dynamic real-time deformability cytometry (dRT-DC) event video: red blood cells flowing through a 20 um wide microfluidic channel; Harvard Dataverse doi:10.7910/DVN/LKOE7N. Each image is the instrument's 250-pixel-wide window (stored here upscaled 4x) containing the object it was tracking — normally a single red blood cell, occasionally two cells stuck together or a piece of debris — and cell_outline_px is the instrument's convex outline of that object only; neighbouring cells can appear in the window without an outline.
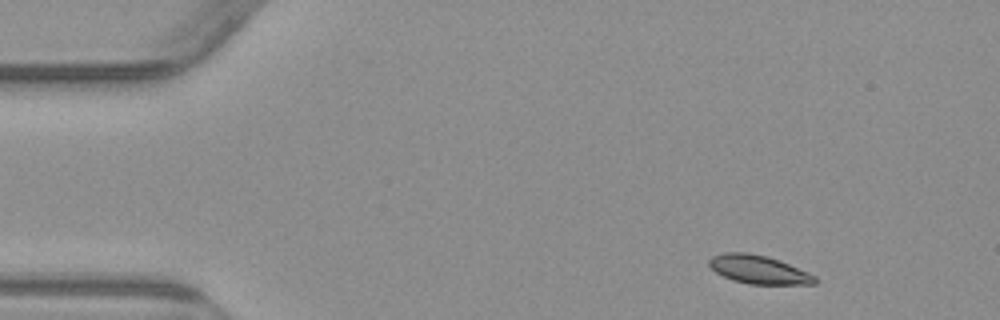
{"species": "common noctule bat (a hibernating species)", "species_latin": "Nyctalus noctula", "temperature_condition": "warm", "stored_images_in_passage": 4, "camera_frame_rate_fps": 3000, "um_per_image_px": 0.085, "animal": {"sex": "male", "body_mass_g": 23.1, "forearm_length_mm": 52.7}, "frame": {"image": 1, "passage_image": 1, "time_ms": 0.0, "image_size_px": [1000, 320], "cell_outline_px": [[816, 284], [748, 284], [732, 280], [716, 272], [708, 264], [708, 260], [712, 256], [724, 252], [748, 252], [768, 256], [808, 272], [816, 276]], "centroid_in_image_um": [64.46, 22.9], "position_along_channel_um": 20.5, "area_um2": 17.51}}
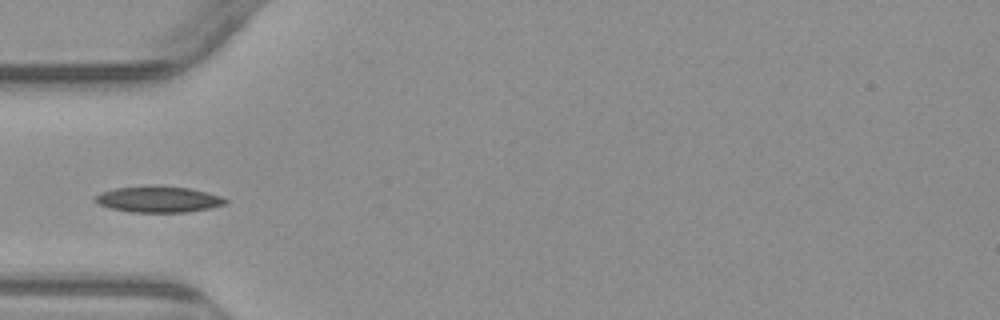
{"frame": {"image": 2, "passage_image": 4, "time_ms": 3.667, "image_size_px": [1000, 320], "cell_outline_px": [[228, 204], [188, 212], [132, 212], [112, 208], [100, 204], [92, 200], [92, 196], [100, 192], [116, 188], [148, 184], [152, 184], [192, 188], [208, 192], [220, 196], [228, 200]], "centroid_in_image_um": [13.45, 16.91], "position_along_channel_um": 71.5, "area_um2": 20.29}}